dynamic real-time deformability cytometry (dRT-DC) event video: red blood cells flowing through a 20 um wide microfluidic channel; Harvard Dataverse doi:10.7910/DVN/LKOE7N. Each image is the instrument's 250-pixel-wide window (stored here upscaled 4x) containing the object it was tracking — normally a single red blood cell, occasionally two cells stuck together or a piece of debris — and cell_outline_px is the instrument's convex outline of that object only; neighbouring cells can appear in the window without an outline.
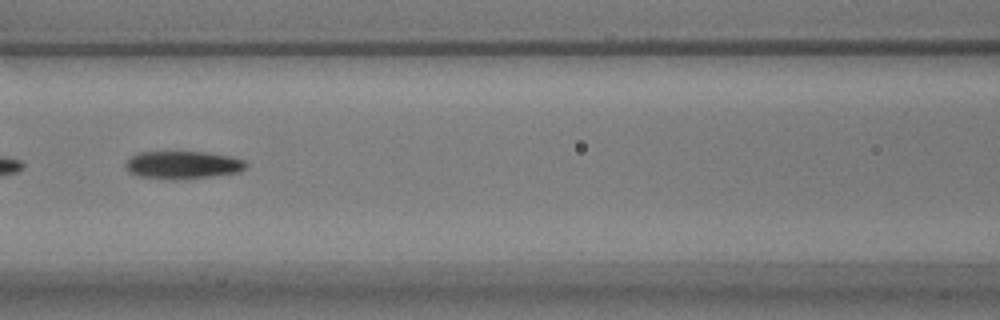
{"species": "common noctule bat (a hibernating species)", "species_latin": "Nyctalus noctula", "temperature_condition": "warm", "stored_images_in_passage": 32, "camera_frame_rate_fps": 3000, "um_per_image_px": 0.085, "animal": {"sex": "male", "body_mass_g": 17.9}, "frame": {"image": 1, "passage_image": 23, "time_ms": 7.333, "image_size_px": [1000, 320], "cell_outline_px": [[248, 164], [244, 168], [236, 172], [212, 176], [172, 180], [140, 176], [128, 172], [124, 164], [136, 152], [204, 152], [228, 156], [244, 160]], "centroid_in_image_um": [15.49, 14.02], "position_along_channel_um": 151.1, "area_um2": 19.31}}